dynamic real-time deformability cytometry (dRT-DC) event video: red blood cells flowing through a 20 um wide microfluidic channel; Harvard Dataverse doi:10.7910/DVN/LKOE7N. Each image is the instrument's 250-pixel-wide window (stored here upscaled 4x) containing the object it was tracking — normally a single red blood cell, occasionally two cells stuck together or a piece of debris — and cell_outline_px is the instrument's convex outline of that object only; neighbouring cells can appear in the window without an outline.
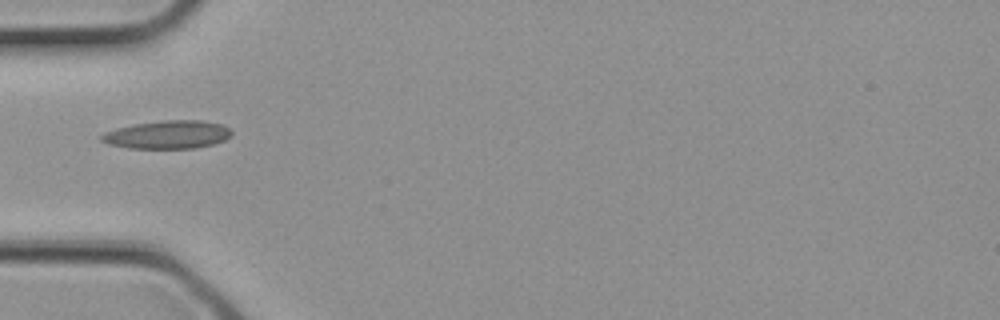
{"species": "common noctule bat (a hibernating species)", "species_latin": "Nyctalus noctula", "temperature_condition": "cold", "stored_images_in_passage": 1, "camera_frame_rate_fps": 3000, "um_per_image_px": 0.085, "animal": {"sex": "female", "body_mass_g": 21.9}, "frame": {"image": 1, "passage_image": 1, "time_ms": 0.0, "image_size_px": [1000, 320], "cell_outline_px": [[232, 136], [216, 144], [196, 148], [128, 148], [108, 144], [100, 140], [100, 136], [104, 132], [116, 128], [136, 124], [164, 120], [200, 120], [220, 124], [228, 128], [232, 132]], "centroid_in_image_um": [14.25, 11.45], "position_along_channel_um": 70.7, "area_um2": 21.39}}